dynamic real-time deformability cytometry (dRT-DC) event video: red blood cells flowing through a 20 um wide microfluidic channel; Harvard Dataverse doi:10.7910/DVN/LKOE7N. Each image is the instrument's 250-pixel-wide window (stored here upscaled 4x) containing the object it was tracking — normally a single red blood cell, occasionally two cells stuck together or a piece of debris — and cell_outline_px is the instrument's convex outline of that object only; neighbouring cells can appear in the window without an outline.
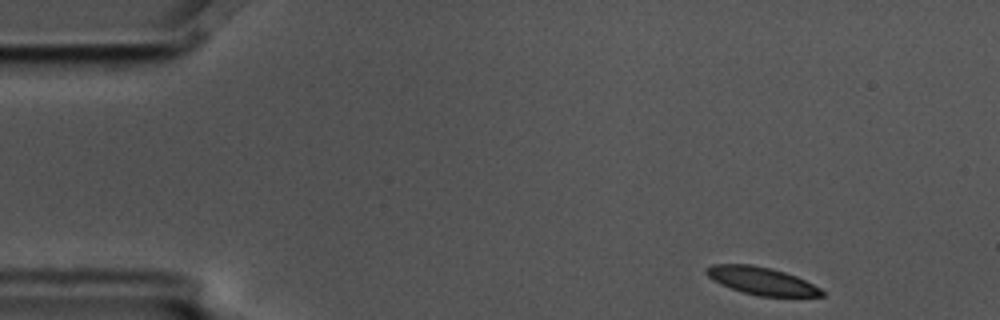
{"species": "common noctule bat (a hibernating species)", "species_latin": "Nyctalus noctula", "temperature_condition": "cold", "stored_images_in_passage": 4, "camera_frame_rate_fps": 3000, "um_per_image_px": 0.085, "animal": {"sex": "male", "body_mass_g": 17.5, "forearm_length_mm": 52.3}, "frame": {"image": 1, "passage_image": 1, "time_ms": 0.0, "image_size_px": [1000, 320], "cell_outline_px": [[824, 296], [760, 296], [744, 292], [720, 284], [712, 280], [704, 272], [704, 268], [712, 264], [752, 264], [772, 268], [796, 276], [820, 288], [824, 292]], "centroid_in_image_um": [64.69, 23.85], "position_along_channel_um": 20.3, "area_um2": 18.5}}
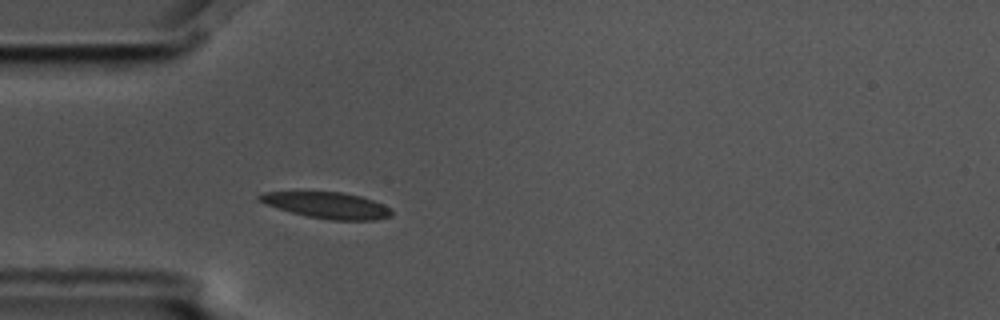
{"frame": {"image": 2, "passage_image": 4, "time_ms": 1.0, "image_size_px": [1000, 320], "cell_outline_px": [[392, 216], [376, 220], [332, 220], [308, 216], [292, 212], [264, 204], [256, 200], [256, 196], [264, 192], [340, 192], [360, 196], [384, 204], [392, 208]], "centroid_in_image_um": [27.82, 17.45], "position_along_channel_um": 57.2, "area_um2": 20.17}}